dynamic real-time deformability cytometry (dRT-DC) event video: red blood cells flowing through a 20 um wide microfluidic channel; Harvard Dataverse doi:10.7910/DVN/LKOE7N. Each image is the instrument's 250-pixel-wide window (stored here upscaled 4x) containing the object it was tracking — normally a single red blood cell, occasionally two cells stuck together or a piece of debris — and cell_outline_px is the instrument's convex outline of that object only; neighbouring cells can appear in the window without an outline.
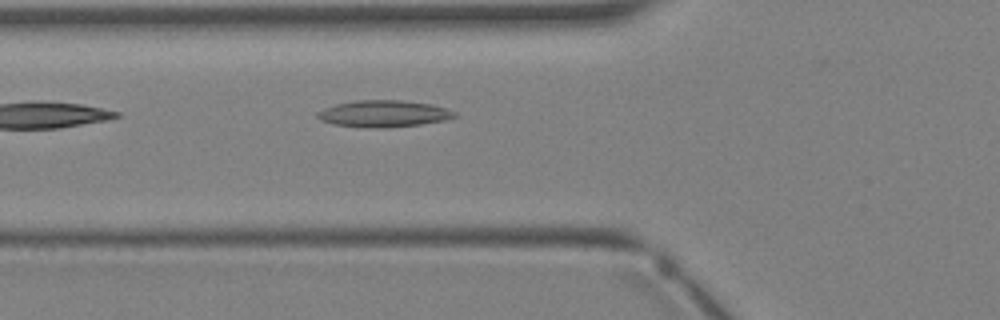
{"species": "Egyptian fruit bat (a non-hibernating species)", "species_latin": "Rousettus aegyptiacus", "temperature_condition": "warm", "stored_images_in_passage": 5, "camera_frame_rate_fps": 3000, "um_per_image_px": 0.085, "animal": {"sex": "female"}, "frame": {"image": 1, "passage_image": 5, "time_ms": 5.0, "image_size_px": [1000, 320], "cell_outline_px": [[456, 116], [444, 120], [420, 124], [384, 128], [368, 128], [332, 124], [320, 120], [316, 116], [316, 112], [324, 108], [336, 104], [356, 100], [400, 100], [432, 104], [456, 112]], "centroid_in_image_um": [32.56, 9.66], "position_along_channel_um": 93.2, "area_um2": 21.33}}